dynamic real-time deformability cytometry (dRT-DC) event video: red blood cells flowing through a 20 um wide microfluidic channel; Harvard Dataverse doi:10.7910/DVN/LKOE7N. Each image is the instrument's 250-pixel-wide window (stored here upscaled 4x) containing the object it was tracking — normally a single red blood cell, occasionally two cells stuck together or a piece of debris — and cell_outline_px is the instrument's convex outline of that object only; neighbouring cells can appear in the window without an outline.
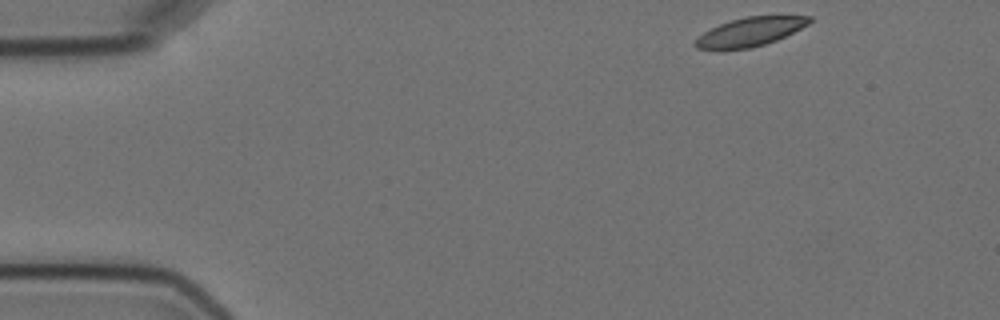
{"species": "Egyptian fruit bat (a non-hibernating species)", "species_latin": "Rousettus aegyptiacus", "temperature_condition": "cold", "stored_images_in_passage": 4, "camera_frame_rate_fps": 3000, "um_per_image_px": 0.085, "animal": {"sex": "female"}, "frame": {"image": 1, "passage_image": 1, "time_ms": 0.0, "image_size_px": [1000, 320], "cell_outline_px": [[812, 20], [808, 24], [776, 40], [752, 48], [720, 52], [716, 52], [696, 48], [692, 44], [704, 32], [720, 24], [732, 20], [748, 16], [812, 16]], "centroid_in_image_um": [63.67, 2.76], "position_along_channel_um": 21.3, "area_um2": 19.36}}
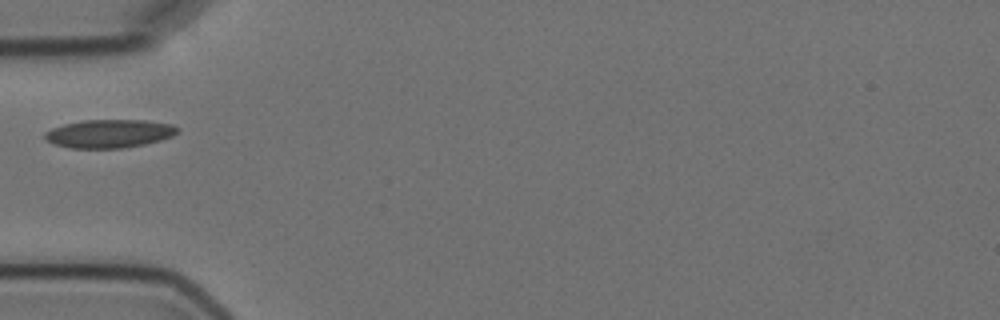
{"frame": {"image": 2, "passage_image": 4, "time_ms": 4.0, "image_size_px": [1000, 320], "cell_outline_px": [[180, 132], [172, 136], [160, 140], [144, 144], [120, 148], [72, 148], [56, 144], [48, 140], [44, 136], [44, 132], [52, 128], [64, 124], [84, 120], [144, 120], [172, 124], [180, 128]], "centroid_in_image_um": [9.33, 11.35], "position_along_channel_um": 75.7, "area_um2": 21.79}}